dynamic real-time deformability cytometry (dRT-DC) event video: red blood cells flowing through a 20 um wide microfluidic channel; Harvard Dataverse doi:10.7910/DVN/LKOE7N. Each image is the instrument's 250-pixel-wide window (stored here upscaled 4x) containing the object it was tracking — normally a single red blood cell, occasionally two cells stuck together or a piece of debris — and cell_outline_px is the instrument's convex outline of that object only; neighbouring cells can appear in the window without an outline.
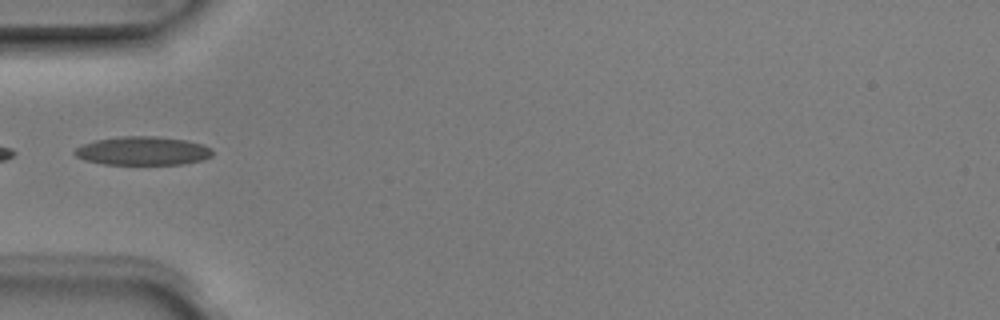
{"species": "Egyptian fruit bat (a non-hibernating species)", "species_latin": "Rousettus aegyptiacus", "temperature_condition": "room temperature", "stored_images_in_passage": 1, "camera_frame_rate_fps": 3000, "um_per_image_px": 0.085, "animal": {"sex": "male"}, "frame": {"image": 1, "passage_image": 1, "time_ms": 0.0, "image_size_px": [1000, 320], "cell_outline_px": [[212, 156], [204, 160], [184, 164], [104, 164], [84, 160], [76, 156], [72, 152], [80, 144], [96, 140], [120, 136], [156, 136], [188, 140], [204, 144], [212, 148]], "centroid_in_image_um": [12.15, 12.82], "position_along_channel_um": 72.9, "area_um2": 23.29}}